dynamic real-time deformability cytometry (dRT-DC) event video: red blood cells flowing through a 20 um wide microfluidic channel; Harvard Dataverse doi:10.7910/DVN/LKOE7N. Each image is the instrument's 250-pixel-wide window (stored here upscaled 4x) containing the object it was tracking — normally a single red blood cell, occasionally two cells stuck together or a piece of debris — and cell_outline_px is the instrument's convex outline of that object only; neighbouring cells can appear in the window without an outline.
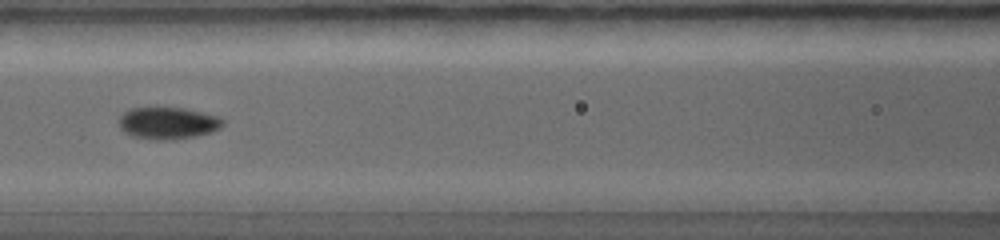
{"species": "common noctule bat (a hibernating species)", "species_latin": "Nyctalus noctula", "temperature_condition": "warm", "stored_images_in_passage": 25, "camera_frame_rate_fps": 5000, "um_per_image_px": 0.085, "animal": {"sex": "female", "body_mass_g": 19.0, "forearm_length_mm": 56.7}, "frame": {"image": 1, "passage_image": 10, "time_ms": 3.8, "image_size_px": [1000, 240], "cell_outline_px": [[220, 124], [216, 128], [208, 132], [188, 136], [136, 136], [128, 132], [120, 124], [120, 116], [136, 108], [176, 108], [196, 112], [212, 116], [220, 120]], "centroid_in_image_um": [14.21, 10.4], "position_along_channel_um": 152.4, "area_um2": 16.7}}
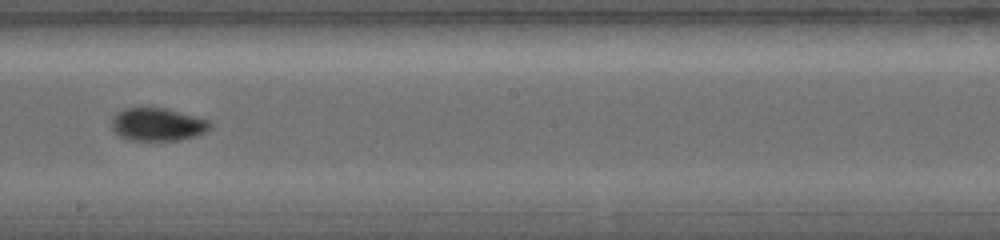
{"frame": {"image": 2, "passage_image": 14, "time_ms": 5.2, "image_size_px": [1000, 240], "cell_outline_px": [[208, 128], [200, 132], [188, 136], [164, 140], [144, 140], [128, 136], [120, 132], [112, 124], [112, 120], [120, 112], [128, 108], [160, 108], [208, 120]], "centroid_in_image_um": [13.39, 10.54], "position_along_channel_um": 234.8, "area_um2": 16.82}}
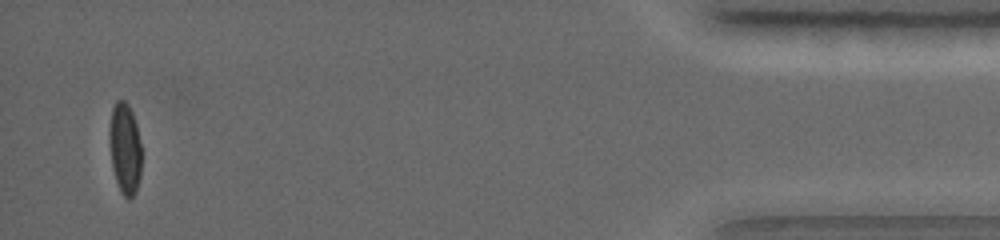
{"frame": {"image": 3, "passage_image": 25, "time_ms": 10.0, "image_size_px": [1000, 240], "cell_outline_px": [[140, 176], [136, 188], [132, 196], [124, 196], [116, 180], [112, 164], [108, 136], [108, 132], [112, 108], [116, 100], [124, 100], [128, 104], [132, 112], [136, 124], [140, 144]], "centroid_in_image_um": [10.59, 12.53], "position_along_channel_um": 424.6, "area_um2": 16.7}}